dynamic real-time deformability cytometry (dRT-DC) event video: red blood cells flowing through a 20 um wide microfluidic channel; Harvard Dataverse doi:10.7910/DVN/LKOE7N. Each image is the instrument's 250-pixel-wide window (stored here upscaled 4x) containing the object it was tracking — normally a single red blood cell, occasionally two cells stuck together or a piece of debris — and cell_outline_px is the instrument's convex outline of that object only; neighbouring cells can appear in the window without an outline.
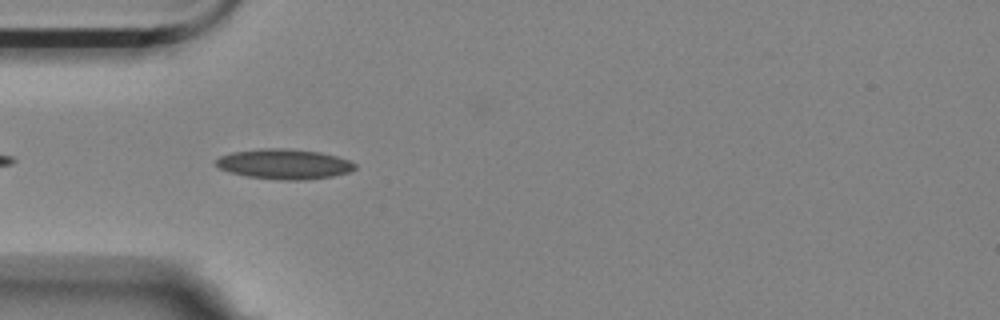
{"species": "Egyptian fruit bat (a non-hibernating species)", "species_latin": "Rousettus aegyptiacus", "temperature_condition": "room temperature", "stored_images_in_passage": 30, "camera_frame_rate_fps": 3000, "um_per_image_px": 0.085, "animal": {"sex": "female"}, "frame": {"image": 1, "passage_image": 3, "time_ms": 0.667, "image_size_px": [1000, 320], "cell_outline_px": [[356, 168], [348, 172], [332, 176], [304, 180], [280, 180], [248, 176], [232, 172], [220, 168], [216, 164], [216, 160], [220, 156], [232, 152], [260, 148], [288, 148], [320, 152], [336, 156], [348, 160], [356, 164]], "centroid_in_image_um": [24.17, 13.93], "position_along_channel_um": 60.8, "area_um2": 24.22}}
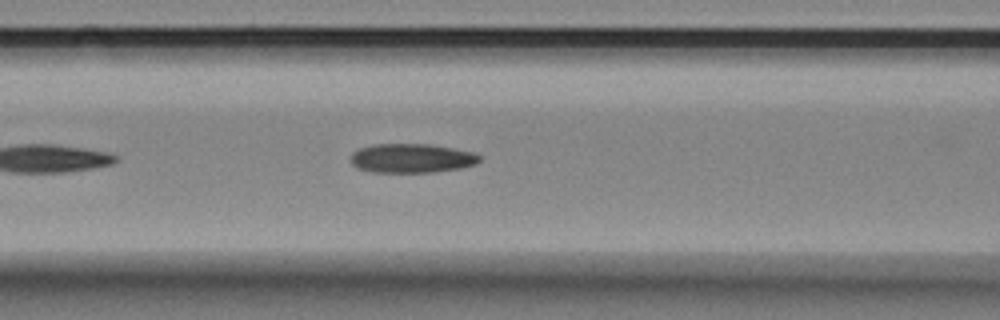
{"frame": {"image": 2, "passage_image": 9, "time_ms": 2.667, "image_size_px": [1000, 320], "cell_outline_px": [[480, 160], [476, 164], [460, 168], [432, 172], [372, 172], [356, 168], [348, 160], [352, 152], [360, 148], [376, 144], [428, 144], [476, 152], [480, 156]], "centroid_in_image_um": [34.96, 13.45], "position_along_channel_um": 131.6, "area_um2": 22.02}}
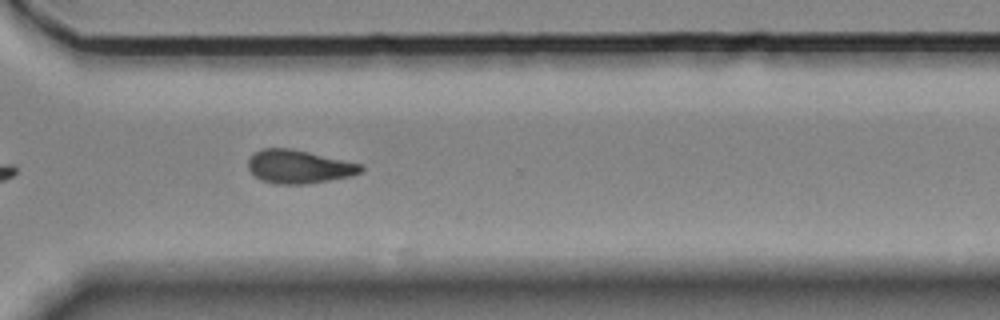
{"frame": {"image": 3, "passage_image": 27, "time_ms": 8.667, "image_size_px": [1000, 320], "cell_outline_px": [[364, 168], [360, 172], [352, 176], [304, 184], [276, 184], [260, 180], [248, 168], [248, 160], [252, 152], [260, 148], [292, 148], [364, 164]], "centroid_in_image_um": [25.4, 14.15], "position_along_channel_um": 345.2, "area_um2": 22.2}}